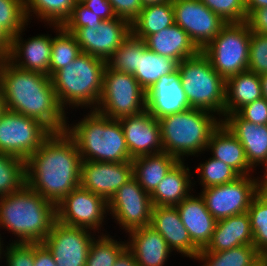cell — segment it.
<instances>
[{"label":"cell","instance_id":"cell-15","mask_svg":"<svg viewBox=\"0 0 267 266\" xmlns=\"http://www.w3.org/2000/svg\"><path fill=\"white\" fill-rule=\"evenodd\" d=\"M65 29L75 36L82 52L107 61L130 35L131 24L116 17L92 28Z\"/></svg>","mask_w":267,"mask_h":266},{"label":"cell","instance_id":"cell-1","mask_svg":"<svg viewBox=\"0 0 267 266\" xmlns=\"http://www.w3.org/2000/svg\"><path fill=\"white\" fill-rule=\"evenodd\" d=\"M82 158L72 138L52 132L25 161L26 185L57 205L80 186Z\"/></svg>","mask_w":267,"mask_h":266},{"label":"cell","instance_id":"cell-62","mask_svg":"<svg viewBox=\"0 0 267 266\" xmlns=\"http://www.w3.org/2000/svg\"><path fill=\"white\" fill-rule=\"evenodd\" d=\"M256 266H263L261 262H259Z\"/></svg>","mask_w":267,"mask_h":266},{"label":"cell","instance_id":"cell-45","mask_svg":"<svg viewBox=\"0 0 267 266\" xmlns=\"http://www.w3.org/2000/svg\"><path fill=\"white\" fill-rule=\"evenodd\" d=\"M103 20L82 3H76L69 19L63 24L64 28H84L99 25Z\"/></svg>","mask_w":267,"mask_h":266},{"label":"cell","instance_id":"cell-35","mask_svg":"<svg viewBox=\"0 0 267 266\" xmlns=\"http://www.w3.org/2000/svg\"><path fill=\"white\" fill-rule=\"evenodd\" d=\"M54 27L56 36L52 37V50L50 58L49 76L56 71L71 64L81 53V48L75 36L68 32L63 26L49 25Z\"/></svg>","mask_w":267,"mask_h":266},{"label":"cell","instance_id":"cell-27","mask_svg":"<svg viewBox=\"0 0 267 266\" xmlns=\"http://www.w3.org/2000/svg\"><path fill=\"white\" fill-rule=\"evenodd\" d=\"M206 151L212 152L213 158L229 165L240 176L253 175L252 173H254L255 169L247 162L240 141L222 122L211 134Z\"/></svg>","mask_w":267,"mask_h":266},{"label":"cell","instance_id":"cell-29","mask_svg":"<svg viewBox=\"0 0 267 266\" xmlns=\"http://www.w3.org/2000/svg\"><path fill=\"white\" fill-rule=\"evenodd\" d=\"M178 162L175 156L166 152L140 156L132 159L133 177L147 193L151 194Z\"/></svg>","mask_w":267,"mask_h":266},{"label":"cell","instance_id":"cell-26","mask_svg":"<svg viewBox=\"0 0 267 266\" xmlns=\"http://www.w3.org/2000/svg\"><path fill=\"white\" fill-rule=\"evenodd\" d=\"M249 244H253V234L245 212L218 220L209 244L200 251L219 252Z\"/></svg>","mask_w":267,"mask_h":266},{"label":"cell","instance_id":"cell-17","mask_svg":"<svg viewBox=\"0 0 267 266\" xmlns=\"http://www.w3.org/2000/svg\"><path fill=\"white\" fill-rule=\"evenodd\" d=\"M133 177L132 161H82L80 186L107 202L115 192Z\"/></svg>","mask_w":267,"mask_h":266},{"label":"cell","instance_id":"cell-3","mask_svg":"<svg viewBox=\"0 0 267 266\" xmlns=\"http://www.w3.org/2000/svg\"><path fill=\"white\" fill-rule=\"evenodd\" d=\"M56 221V205L26 184L0 197V229L17 237L12 243H42Z\"/></svg>","mask_w":267,"mask_h":266},{"label":"cell","instance_id":"cell-34","mask_svg":"<svg viewBox=\"0 0 267 266\" xmlns=\"http://www.w3.org/2000/svg\"><path fill=\"white\" fill-rule=\"evenodd\" d=\"M194 260L201 261V266H256L260 253L249 244L219 252L199 251Z\"/></svg>","mask_w":267,"mask_h":266},{"label":"cell","instance_id":"cell-39","mask_svg":"<svg viewBox=\"0 0 267 266\" xmlns=\"http://www.w3.org/2000/svg\"><path fill=\"white\" fill-rule=\"evenodd\" d=\"M195 172L200 176L198 180L202 189L234 181L240 176L229 165L213 157L199 163Z\"/></svg>","mask_w":267,"mask_h":266},{"label":"cell","instance_id":"cell-55","mask_svg":"<svg viewBox=\"0 0 267 266\" xmlns=\"http://www.w3.org/2000/svg\"><path fill=\"white\" fill-rule=\"evenodd\" d=\"M259 77H260L262 98H264L267 101V74L259 75Z\"/></svg>","mask_w":267,"mask_h":266},{"label":"cell","instance_id":"cell-5","mask_svg":"<svg viewBox=\"0 0 267 266\" xmlns=\"http://www.w3.org/2000/svg\"><path fill=\"white\" fill-rule=\"evenodd\" d=\"M105 67V60L82 52L71 64L56 71L51 80L61 107L95 110L103 90Z\"/></svg>","mask_w":267,"mask_h":266},{"label":"cell","instance_id":"cell-40","mask_svg":"<svg viewBox=\"0 0 267 266\" xmlns=\"http://www.w3.org/2000/svg\"><path fill=\"white\" fill-rule=\"evenodd\" d=\"M247 212L250 217L253 245L261 253L267 248V199L258 192Z\"/></svg>","mask_w":267,"mask_h":266},{"label":"cell","instance_id":"cell-60","mask_svg":"<svg viewBox=\"0 0 267 266\" xmlns=\"http://www.w3.org/2000/svg\"><path fill=\"white\" fill-rule=\"evenodd\" d=\"M2 245H5V244H3V243L0 241V260H2V259H1V248H2Z\"/></svg>","mask_w":267,"mask_h":266},{"label":"cell","instance_id":"cell-61","mask_svg":"<svg viewBox=\"0 0 267 266\" xmlns=\"http://www.w3.org/2000/svg\"><path fill=\"white\" fill-rule=\"evenodd\" d=\"M76 1V3H81V2H83L84 0H75Z\"/></svg>","mask_w":267,"mask_h":266},{"label":"cell","instance_id":"cell-30","mask_svg":"<svg viewBox=\"0 0 267 266\" xmlns=\"http://www.w3.org/2000/svg\"><path fill=\"white\" fill-rule=\"evenodd\" d=\"M225 115L262 98L260 77L246 70L226 79Z\"/></svg>","mask_w":267,"mask_h":266},{"label":"cell","instance_id":"cell-20","mask_svg":"<svg viewBox=\"0 0 267 266\" xmlns=\"http://www.w3.org/2000/svg\"><path fill=\"white\" fill-rule=\"evenodd\" d=\"M189 108L178 69L159 78L146 92V110L158 120Z\"/></svg>","mask_w":267,"mask_h":266},{"label":"cell","instance_id":"cell-58","mask_svg":"<svg viewBox=\"0 0 267 266\" xmlns=\"http://www.w3.org/2000/svg\"><path fill=\"white\" fill-rule=\"evenodd\" d=\"M260 262L263 266H267V248L260 253Z\"/></svg>","mask_w":267,"mask_h":266},{"label":"cell","instance_id":"cell-43","mask_svg":"<svg viewBox=\"0 0 267 266\" xmlns=\"http://www.w3.org/2000/svg\"><path fill=\"white\" fill-rule=\"evenodd\" d=\"M248 70L267 74V35L251 31Z\"/></svg>","mask_w":267,"mask_h":266},{"label":"cell","instance_id":"cell-19","mask_svg":"<svg viewBox=\"0 0 267 266\" xmlns=\"http://www.w3.org/2000/svg\"><path fill=\"white\" fill-rule=\"evenodd\" d=\"M24 29L26 26L11 37L10 50L6 59L19 69L36 71L49 76L53 36L38 34L26 41L22 33Z\"/></svg>","mask_w":267,"mask_h":266},{"label":"cell","instance_id":"cell-37","mask_svg":"<svg viewBox=\"0 0 267 266\" xmlns=\"http://www.w3.org/2000/svg\"><path fill=\"white\" fill-rule=\"evenodd\" d=\"M25 184V161L0 152V197L19 191Z\"/></svg>","mask_w":267,"mask_h":266},{"label":"cell","instance_id":"cell-42","mask_svg":"<svg viewBox=\"0 0 267 266\" xmlns=\"http://www.w3.org/2000/svg\"><path fill=\"white\" fill-rule=\"evenodd\" d=\"M225 23H241L248 18L244 0H200Z\"/></svg>","mask_w":267,"mask_h":266},{"label":"cell","instance_id":"cell-25","mask_svg":"<svg viewBox=\"0 0 267 266\" xmlns=\"http://www.w3.org/2000/svg\"><path fill=\"white\" fill-rule=\"evenodd\" d=\"M144 42L148 49L159 55L170 57L178 63L197 55L201 51L187 32L175 23L149 35Z\"/></svg>","mask_w":267,"mask_h":266},{"label":"cell","instance_id":"cell-13","mask_svg":"<svg viewBox=\"0 0 267 266\" xmlns=\"http://www.w3.org/2000/svg\"><path fill=\"white\" fill-rule=\"evenodd\" d=\"M152 209L150 194L134 177L123 184L108 201V213L126 233L135 228L149 226Z\"/></svg>","mask_w":267,"mask_h":266},{"label":"cell","instance_id":"cell-22","mask_svg":"<svg viewBox=\"0 0 267 266\" xmlns=\"http://www.w3.org/2000/svg\"><path fill=\"white\" fill-rule=\"evenodd\" d=\"M222 123L240 141L249 165L254 169L267 162V125L246 121L237 113L222 118Z\"/></svg>","mask_w":267,"mask_h":266},{"label":"cell","instance_id":"cell-59","mask_svg":"<svg viewBox=\"0 0 267 266\" xmlns=\"http://www.w3.org/2000/svg\"><path fill=\"white\" fill-rule=\"evenodd\" d=\"M259 192L267 199V190H259Z\"/></svg>","mask_w":267,"mask_h":266},{"label":"cell","instance_id":"cell-10","mask_svg":"<svg viewBox=\"0 0 267 266\" xmlns=\"http://www.w3.org/2000/svg\"><path fill=\"white\" fill-rule=\"evenodd\" d=\"M51 133L40 121L6 110L0 117V152L26 161Z\"/></svg>","mask_w":267,"mask_h":266},{"label":"cell","instance_id":"cell-33","mask_svg":"<svg viewBox=\"0 0 267 266\" xmlns=\"http://www.w3.org/2000/svg\"><path fill=\"white\" fill-rule=\"evenodd\" d=\"M75 0H24L25 16L28 23L35 17L48 25H60L69 19ZM33 12V13H32Z\"/></svg>","mask_w":267,"mask_h":266},{"label":"cell","instance_id":"cell-52","mask_svg":"<svg viewBox=\"0 0 267 266\" xmlns=\"http://www.w3.org/2000/svg\"><path fill=\"white\" fill-rule=\"evenodd\" d=\"M11 36L0 26V57L6 58L10 50Z\"/></svg>","mask_w":267,"mask_h":266},{"label":"cell","instance_id":"cell-9","mask_svg":"<svg viewBox=\"0 0 267 266\" xmlns=\"http://www.w3.org/2000/svg\"><path fill=\"white\" fill-rule=\"evenodd\" d=\"M95 110L117 120L140 114L146 110V91L133 74L112 70L106 65L103 90Z\"/></svg>","mask_w":267,"mask_h":266},{"label":"cell","instance_id":"cell-11","mask_svg":"<svg viewBox=\"0 0 267 266\" xmlns=\"http://www.w3.org/2000/svg\"><path fill=\"white\" fill-rule=\"evenodd\" d=\"M252 176H239L234 181L201 190L199 194L217 221L248 211L259 192L258 178Z\"/></svg>","mask_w":267,"mask_h":266},{"label":"cell","instance_id":"cell-44","mask_svg":"<svg viewBox=\"0 0 267 266\" xmlns=\"http://www.w3.org/2000/svg\"><path fill=\"white\" fill-rule=\"evenodd\" d=\"M2 245L1 259L5 258L6 266H34V243H8Z\"/></svg>","mask_w":267,"mask_h":266},{"label":"cell","instance_id":"cell-53","mask_svg":"<svg viewBox=\"0 0 267 266\" xmlns=\"http://www.w3.org/2000/svg\"><path fill=\"white\" fill-rule=\"evenodd\" d=\"M244 2L247 16H249L256 9L267 7V0H244Z\"/></svg>","mask_w":267,"mask_h":266},{"label":"cell","instance_id":"cell-12","mask_svg":"<svg viewBox=\"0 0 267 266\" xmlns=\"http://www.w3.org/2000/svg\"><path fill=\"white\" fill-rule=\"evenodd\" d=\"M108 215V202L81 186L72 190L56 205V220L62 224L81 227L99 234Z\"/></svg>","mask_w":267,"mask_h":266},{"label":"cell","instance_id":"cell-38","mask_svg":"<svg viewBox=\"0 0 267 266\" xmlns=\"http://www.w3.org/2000/svg\"><path fill=\"white\" fill-rule=\"evenodd\" d=\"M143 42V39L130 33L121 46L106 61V65L112 70L133 74L139 68V46Z\"/></svg>","mask_w":267,"mask_h":266},{"label":"cell","instance_id":"cell-4","mask_svg":"<svg viewBox=\"0 0 267 266\" xmlns=\"http://www.w3.org/2000/svg\"><path fill=\"white\" fill-rule=\"evenodd\" d=\"M65 132L75 142L82 161H132L122 125L117 119L90 110L78 123H67Z\"/></svg>","mask_w":267,"mask_h":266},{"label":"cell","instance_id":"cell-57","mask_svg":"<svg viewBox=\"0 0 267 266\" xmlns=\"http://www.w3.org/2000/svg\"><path fill=\"white\" fill-rule=\"evenodd\" d=\"M6 104L3 98V94L0 88V117L3 115V113L6 111Z\"/></svg>","mask_w":267,"mask_h":266},{"label":"cell","instance_id":"cell-28","mask_svg":"<svg viewBox=\"0 0 267 266\" xmlns=\"http://www.w3.org/2000/svg\"><path fill=\"white\" fill-rule=\"evenodd\" d=\"M185 164L179 161L159 182L150 194L153 206H176L192 194L195 181L192 182L194 177H190V169Z\"/></svg>","mask_w":267,"mask_h":266},{"label":"cell","instance_id":"cell-24","mask_svg":"<svg viewBox=\"0 0 267 266\" xmlns=\"http://www.w3.org/2000/svg\"><path fill=\"white\" fill-rule=\"evenodd\" d=\"M127 233V248L133 253L138 266H165L173 251L152 226L135 228Z\"/></svg>","mask_w":267,"mask_h":266},{"label":"cell","instance_id":"cell-32","mask_svg":"<svg viewBox=\"0 0 267 266\" xmlns=\"http://www.w3.org/2000/svg\"><path fill=\"white\" fill-rule=\"evenodd\" d=\"M174 23L172 0L160 4L146 5L131 23V33L145 40L149 35L170 27Z\"/></svg>","mask_w":267,"mask_h":266},{"label":"cell","instance_id":"cell-51","mask_svg":"<svg viewBox=\"0 0 267 266\" xmlns=\"http://www.w3.org/2000/svg\"><path fill=\"white\" fill-rule=\"evenodd\" d=\"M113 266H138L133 253L126 247L117 257Z\"/></svg>","mask_w":267,"mask_h":266},{"label":"cell","instance_id":"cell-46","mask_svg":"<svg viewBox=\"0 0 267 266\" xmlns=\"http://www.w3.org/2000/svg\"><path fill=\"white\" fill-rule=\"evenodd\" d=\"M236 113L246 121L267 125V101L264 98L243 106Z\"/></svg>","mask_w":267,"mask_h":266},{"label":"cell","instance_id":"cell-7","mask_svg":"<svg viewBox=\"0 0 267 266\" xmlns=\"http://www.w3.org/2000/svg\"><path fill=\"white\" fill-rule=\"evenodd\" d=\"M177 69L189 106L219 115L222 120L225 116L226 80L213 69L208 58L200 51L178 63Z\"/></svg>","mask_w":267,"mask_h":266},{"label":"cell","instance_id":"cell-18","mask_svg":"<svg viewBox=\"0 0 267 266\" xmlns=\"http://www.w3.org/2000/svg\"><path fill=\"white\" fill-rule=\"evenodd\" d=\"M119 121L131 159L163 152L160 122L147 110Z\"/></svg>","mask_w":267,"mask_h":266},{"label":"cell","instance_id":"cell-23","mask_svg":"<svg viewBox=\"0 0 267 266\" xmlns=\"http://www.w3.org/2000/svg\"><path fill=\"white\" fill-rule=\"evenodd\" d=\"M176 208L192 243L199 250L205 249L212 238L217 220L208 211L204 199L200 194H191Z\"/></svg>","mask_w":267,"mask_h":266},{"label":"cell","instance_id":"cell-63","mask_svg":"<svg viewBox=\"0 0 267 266\" xmlns=\"http://www.w3.org/2000/svg\"><path fill=\"white\" fill-rule=\"evenodd\" d=\"M1 237H2V236H1V234H0V241H1L2 243H4L3 240H2L3 238H1Z\"/></svg>","mask_w":267,"mask_h":266},{"label":"cell","instance_id":"cell-16","mask_svg":"<svg viewBox=\"0 0 267 266\" xmlns=\"http://www.w3.org/2000/svg\"><path fill=\"white\" fill-rule=\"evenodd\" d=\"M175 24L202 50L226 24L200 0H172Z\"/></svg>","mask_w":267,"mask_h":266},{"label":"cell","instance_id":"cell-2","mask_svg":"<svg viewBox=\"0 0 267 266\" xmlns=\"http://www.w3.org/2000/svg\"><path fill=\"white\" fill-rule=\"evenodd\" d=\"M0 88L6 109L34 118L51 132L65 131L68 117L60 105L51 77L0 61Z\"/></svg>","mask_w":267,"mask_h":266},{"label":"cell","instance_id":"cell-31","mask_svg":"<svg viewBox=\"0 0 267 266\" xmlns=\"http://www.w3.org/2000/svg\"><path fill=\"white\" fill-rule=\"evenodd\" d=\"M178 62L147 48L145 42L139 46V68L133 73L140 86L147 92L164 75L177 70Z\"/></svg>","mask_w":267,"mask_h":266},{"label":"cell","instance_id":"cell-6","mask_svg":"<svg viewBox=\"0 0 267 266\" xmlns=\"http://www.w3.org/2000/svg\"><path fill=\"white\" fill-rule=\"evenodd\" d=\"M159 122L163 152L185 161V156L198 157L206 151L211 134L222 120L209 111L189 108Z\"/></svg>","mask_w":267,"mask_h":266},{"label":"cell","instance_id":"cell-41","mask_svg":"<svg viewBox=\"0 0 267 266\" xmlns=\"http://www.w3.org/2000/svg\"><path fill=\"white\" fill-rule=\"evenodd\" d=\"M0 26L11 37L28 27L24 0H0Z\"/></svg>","mask_w":267,"mask_h":266},{"label":"cell","instance_id":"cell-48","mask_svg":"<svg viewBox=\"0 0 267 266\" xmlns=\"http://www.w3.org/2000/svg\"><path fill=\"white\" fill-rule=\"evenodd\" d=\"M81 3L90 9L94 14L99 16L102 20L116 18L109 0H84Z\"/></svg>","mask_w":267,"mask_h":266},{"label":"cell","instance_id":"cell-54","mask_svg":"<svg viewBox=\"0 0 267 266\" xmlns=\"http://www.w3.org/2000/svg\"><path fill=\"white\" fill-rule=\"evenodd\" d=\"M265 168H263L265 171L263 172L264 175L261 177H258V189L259 190H267V162L264 164Z\"/></svg>","mask_w":267,"mask_h":266},{"label":"cell","instance_id":"cell-50","mask_svg":"<svg viewBox=\"0 0 267 266\" xmlns=\"http://www.w3.org/2000/svg\"><path fill=\"white\" fill-rule=\"evenodd\" d=\"M34 266H57L52 253L43 243H34Z\"/></svg>","mask_w":267,"mask_h":266},{"label":"cell","instance_id":"cell-56","mask_svg":"<svg viewBox=\"0 0 267 266\" xmlns=\"http://www.w3.org/2000/svg\"><path fill=\"white\" fill-rule=\"evenodd\" d=\"M170 0H141V3L144 6L146 5H151V4H160V3H164V2H168Z\"/></svg>","mask_w":267,"mask_h":266},{"label":"cell","instance_id":"cell-49","mask_svg":"<svg viewBox=\"0 0 267 266\" xmlns=\"http://www.w3.org/2000/svg\"><path fill=\"white\" fill-rule=\"evenodd\" d=\"M250 31L267 35V7L254 10L246 20Z\"/></svg>","mask_w":267,"mask_h":266},{"label":"cell","instance_id":"cell-14","mask_svg":"<svg viewBox=\"0 0 267 266\" xmlns=\"http://www.w3.org/2000/svg\"><path fill=\"white\" fill-rule=\"evenodd\" d=\"M95 236L89 229L68 226L56 220L42 243L52 253L57 266H86Z\"/></svg>","mask_w":267,"mask_h":266},{"label":"cell","instance_id":"cell-21","mask_svg":"<svg viewBox=\"0 0 267 266\" xmlns=\"http://www.w3.org/2000/svg\"><path fill=\"white\" fill-rule=\"evenodd\" d=\"M150 226L161 234L172 251L196 258L200 250L192 243L176 206H153Z\"/></svg>","mask_w":267,"mask_h":266},{"label":"cell","instance_id":"cell-36","mask_svg":"<svg viewBox=\"0 0 267 266\" xmlns=\"http://www.w3.org/2000/svg\"><path fill=\"white\" fill-rule=\"evenodd\" d=\"M97 236L91 242L86 266H113L119 254L127 247V242L117 241L110 234Z\"/></svg>","mask_w":267,"mask_h":266},{"label":"cell","instance_id":"cell-8","mask_svg":"<svg viewBox=\"0 0 267 266\" xmlns=\"http://www.w3.org/2000/svg\"><path fill=\"white\" fill-rule=\"evenodd\" d=\"M251 31L247 22L226 23L201 52L225 80L248 70Z\"/></svg>","mask_w":267,"mask_h":266},{"label":"cell","instance_id":"cell-47","mask_svg":"<svg viewBox=\"0 0 267 266\" xmlns=\"http://www.w3.org/2000/svg\"><path fill=\"white\" fill-rule=\"evenodd\" d=\"M116 17L130 24L137 18L143 8L141 0H109Z\"/></svg>","mask_w":267,"mask_h":266}]
</instances>
